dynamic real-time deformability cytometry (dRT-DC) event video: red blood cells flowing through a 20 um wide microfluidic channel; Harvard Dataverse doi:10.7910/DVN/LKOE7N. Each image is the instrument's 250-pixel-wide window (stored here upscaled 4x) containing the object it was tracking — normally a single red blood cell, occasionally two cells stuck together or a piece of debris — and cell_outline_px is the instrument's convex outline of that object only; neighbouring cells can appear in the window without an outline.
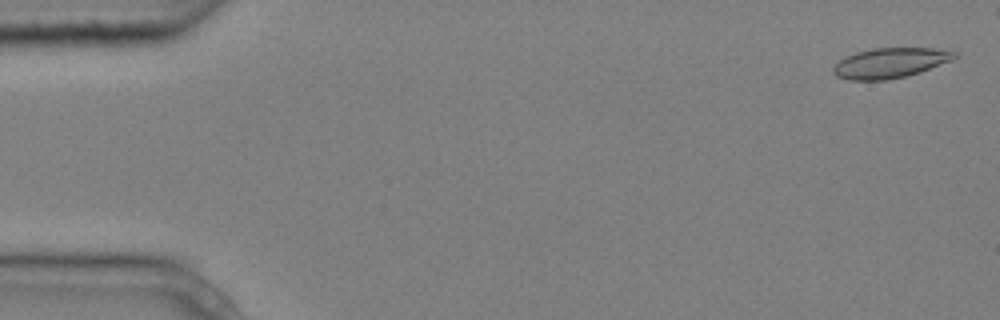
{"species": "common noctule bat (a hibernating species)", "species_latin": "Nyctalus noctula", "temperature_condition": "cold", "stored_images_in_passage": 6, "camera_frame_rate_fps": 3000, "um_per_image_px": 0.085, "animal": {"sex": "male", "body_mass_g": 20.4}, "frame": {"image": 1, "passage_image": 1, "time_ms": 0.0, "image_size_px": [1000, 320], "cell_outline_px": [[956, 56], [952, 60], [920, 72], [888, 80], [848, 80], [836, 76], [832, 72], [832, 68], [840, 60], [856, 52], [872, 48], [932, 48], [956, 52]], "centroid_in_image_um": [75.63, 5.35], "position_along_channel_um": 9.4, "area_um2": 21.1}}
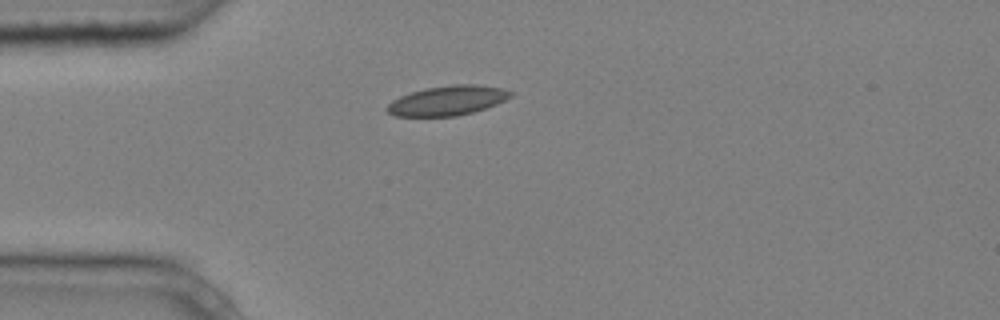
{"frame": {"image": 2, "passage_image": 6, "time_ms": 1.667, "image_size_px": [1000, 320], "cell_outline_px": [[512, 96], [496, 104], [472, 112], [456, 116], [396, 116], [388, 112], [384, 108], [392, 100], [400, 96], [424, 88], [452, 84], [476, 84], [504, 88], [512, 92]], "centroid_in_image_um": [38.03, 8.53], "position_along_channel_um": 47.0, "area_um2": 21.33}}